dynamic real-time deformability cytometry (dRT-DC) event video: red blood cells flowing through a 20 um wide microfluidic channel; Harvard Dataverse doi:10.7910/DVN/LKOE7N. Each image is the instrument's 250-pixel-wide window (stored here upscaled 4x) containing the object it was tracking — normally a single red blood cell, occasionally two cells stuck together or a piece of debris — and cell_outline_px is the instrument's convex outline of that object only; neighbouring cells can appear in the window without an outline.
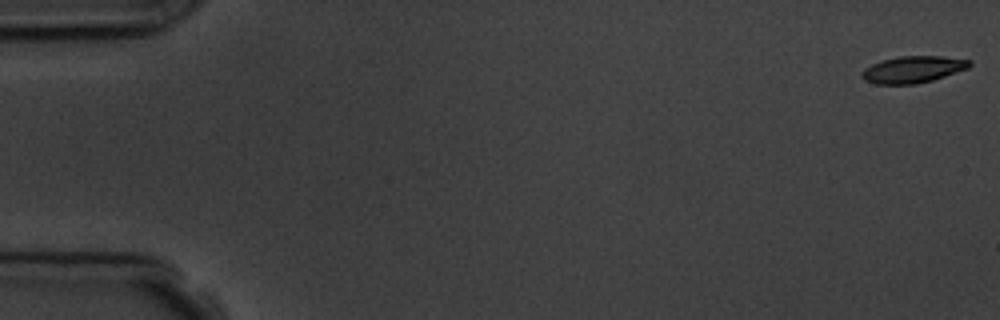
{"species": "common noctule bat (a hibernating species)", "species_latin": "Nyctalus noctula", "temperature_condition": "room temperature", "stored_images_in_passage": 7, "camera_frame_rate_fps": 3000, "um_per_image_px": 0.085, "animal": {"sex": "male", "body_mass_g": 19.5, "forearm_length_mm": 54.6}, "frame": {"image": 1, "passage_image": 1, "time_ms": 0.0, "image_size_px": [1000, 320], "cell_outline_px": [[972, 64], [968, 68], [932, 80], [916, 84], [876, 84], [864, 80], [860, 76], [860, 72], [864, 68], [880, 60], [900, 56], [944, 56], [972, 60]], "centroid_in_image_um": [77.57, 5.9], "position_along_channel_um": 7.4, "area_um2": 16.94}}
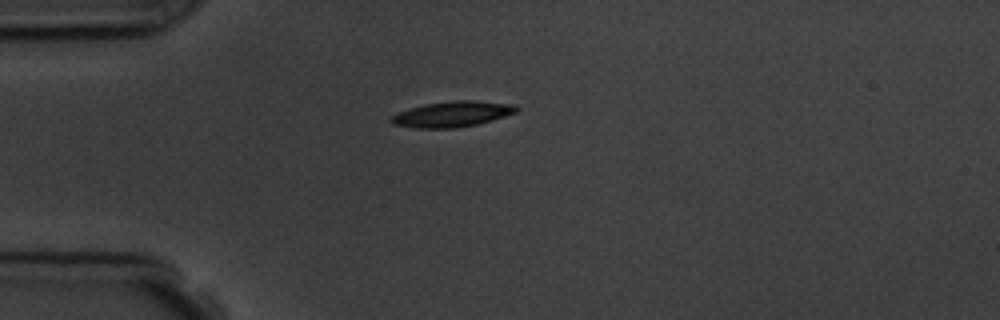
{"frame": {"image": 2, "passage_image": 5, "time_ms": 4.667, "image_size_px": [1000, 320], "cell_outline_px": [[520, 108], [516, 112], [492, 120], [476, 124], [456, 128], [416, 128], [392, 124], [388, 120], [392, 116], [400, 112], [424, 104], [456, 100], [476, 100], [516, 104]], "centroid_in_image_um": [38.48, 9.69], "position_along_channel_um": 46.5, "area_um2": 18.67}}